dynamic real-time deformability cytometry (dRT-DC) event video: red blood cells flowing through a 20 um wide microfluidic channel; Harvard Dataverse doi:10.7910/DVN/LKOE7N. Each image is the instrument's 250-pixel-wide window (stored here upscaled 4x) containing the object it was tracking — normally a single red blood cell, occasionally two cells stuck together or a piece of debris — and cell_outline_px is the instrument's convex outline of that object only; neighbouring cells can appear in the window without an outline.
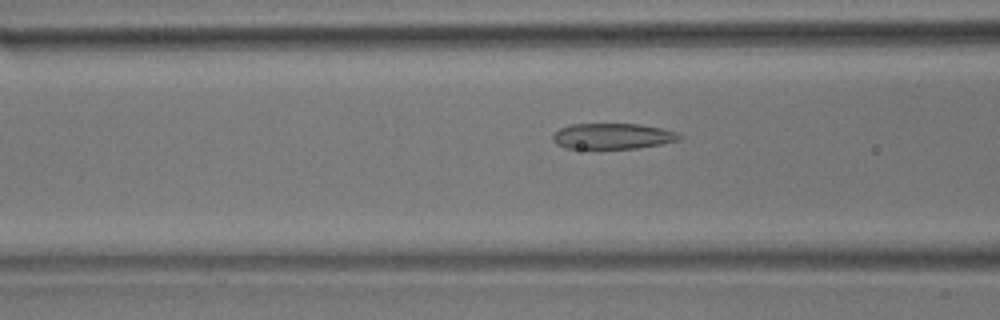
{"species": "common noctule bat (a hibernating species)", "species_latin": "Nyctalus noctula", "temperature_condition": "room temperature", "stored_images_in_passage": 36, "camera_frame_rate_fps": 3000, "um_per_image_px": 0.085, "animal": {"sex": "male", "body_mass_g": 17.9}, "frame": {"image": 1, "passage_image": 10, "time_ms": 3.0, "image_size_px": [1000, 320], "cell_outline_px": [[680, 136], [676, 140], [660, 144], [636, 148], [564, 148], [556, 144], [552, 140], [552, 136], [560, 128], [572, 124], [640, 124], [660, 128], [676, 132]], "centroid_in_image_um": [52.0, 11.57], "position_along_channel_um": 114.6, "area_um2": 18.67}}
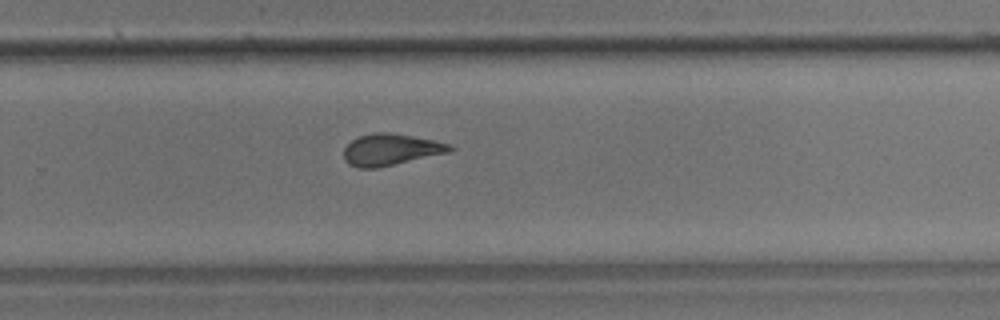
{"frame": {"image": 2, "passage_image": 24, "time_ms": 7.667, "image_size_px": [1000, 320], "cell_outline_px": [[456, 148], [452, 152], [376, 168], [360, 168], [348, 164], [344, 160], [344, 148], [352, 140], [360, 136], [372, 132], [388, 132], [412, 136], [452, 144]], "centroid_in_image_um": [33.24, 12.72], "position_along_channel_um": 296.6, "area_um2": 19.59}}
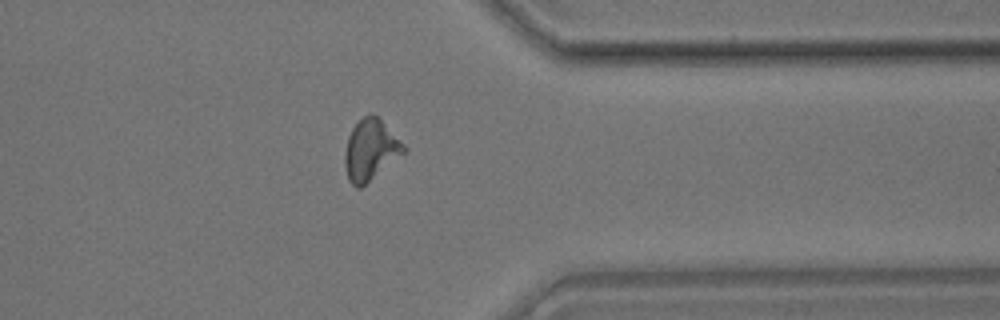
{"frame": {"image": 3, "passage_image": 31, "time_ms": 10.0, "image_size_px": [1000, 320], "cell_outline_px": [[408, 148], [404, 152], [360, 188], [356, 188], [348, 180], [344, 164], [344, 156], [348, 136], [352, 128], [364, 116], [372, 112]], "centroid_in_image_um": [31.46, 12.75], "position_along_channel_um": 379.9, "area_um2": 20.4}}